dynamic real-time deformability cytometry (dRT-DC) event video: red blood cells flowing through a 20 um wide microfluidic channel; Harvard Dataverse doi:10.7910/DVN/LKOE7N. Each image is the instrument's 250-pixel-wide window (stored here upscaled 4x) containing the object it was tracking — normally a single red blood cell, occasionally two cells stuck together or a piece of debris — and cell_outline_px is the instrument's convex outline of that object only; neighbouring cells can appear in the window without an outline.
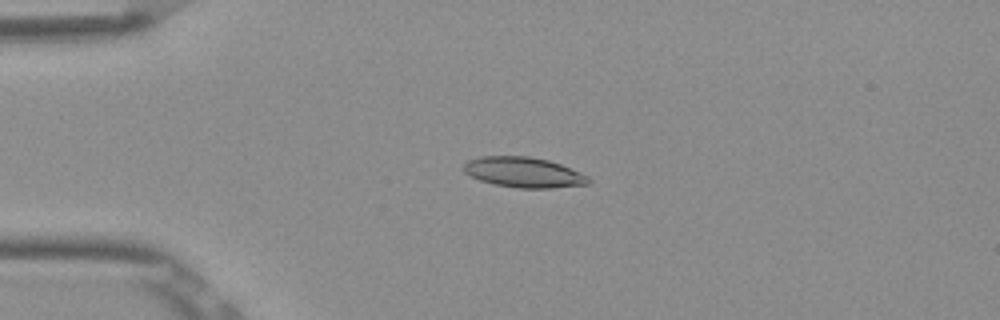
{"species": "Egyptian fruit bat (a non-hibernating species)", "species_latin": "Rousettus aegyptiacus", "temperature_condition": "room temperature", "stored_images_in_passage": 5, "camera_frame_rate_fps": 3000, "um_per_image_px": 0.085, "frame": {"image": 1, "passage_image": 4, "time_ms": 1.0, "image_size_px": [1000, 320], "cell_outline_px": [[592, 180], [588, 184], [552, 188], [516, 188], [492, 184], [480, 180], [464, 172], [464, 164], [468, 160], [480, 156], [528, 156], [548, 160], [560, 164], [588, 176]], "centroid_in_image_um": [44.5, 14.65], "position_along_channel_um": 40.5, "area_um2": 22.02}}